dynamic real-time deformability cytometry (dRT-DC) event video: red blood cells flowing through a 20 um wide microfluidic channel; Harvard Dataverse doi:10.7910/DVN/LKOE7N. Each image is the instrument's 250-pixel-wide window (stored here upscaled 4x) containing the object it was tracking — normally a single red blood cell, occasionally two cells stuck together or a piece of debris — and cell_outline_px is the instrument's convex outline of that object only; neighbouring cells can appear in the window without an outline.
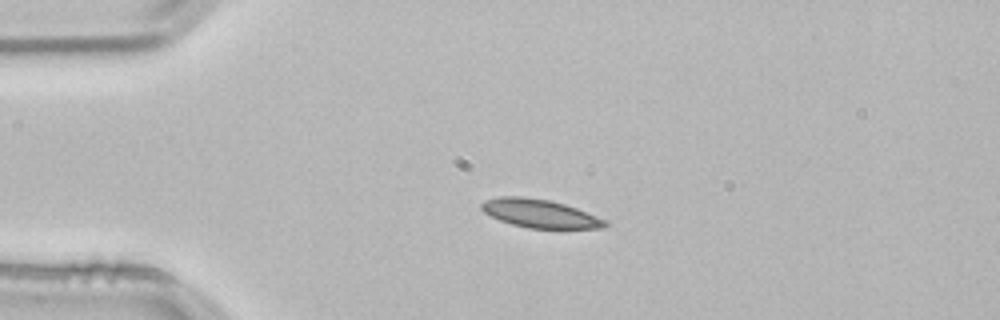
{"species": "common noctule bat (a hibernating species)", "species_latin": "Nyctalus noctula", "temperature_condition": "room temperature", "stored_images_in_passage": 42, "camera_frame_rate_fps": 3000, "um_per_image_px": 0.085, "animal": {"sex": "male", "body_mass_g": 21.5, "forearm_length_mm": 52.0}, "frame": {"image": 1, "passage_image": 1, "time_ms": 0.0, "image_size_px": [1000, 320], "cell_outline_px": [[608, 224], [604, 228], [528, 228], [512, 224], [500, 220], [484, 212], [480, 208], [480, 204], [484, 200], [500, 196], [520, 196], [548, 200], [564, 204], [576, 208], [608, 220]], "centroid_in_image_um": [45.88, 18.14], "position_along_channel_um": 39.1, "area_um2": 20.35}}
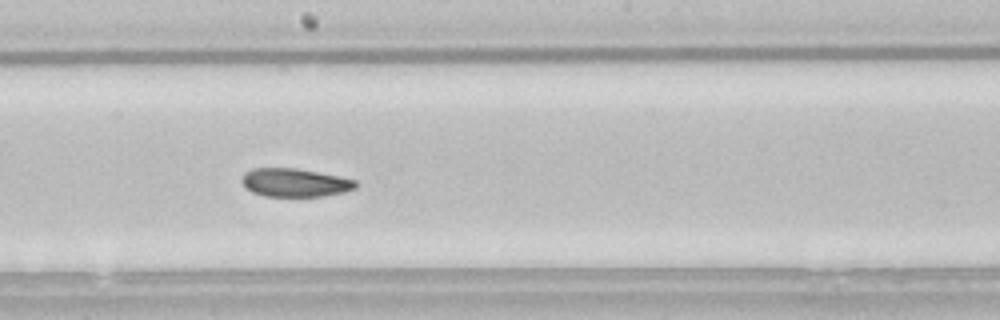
{"frame": {"image": 2, "passage_image": 18, "time_ms": 5.667, "image_size_px": [1000, 320], "cell_outline_px": [[356, 188], [344, 192], [324, 196], [264, 196], [252, 192], [240, 180], [244, 172], [252, 168], [296, 168], [340, 176], [356, 180]], "centroid_in_image_um": [25.06, 15.51], "position_along_channel_um": 223.1, "area_um2": 18.84}}
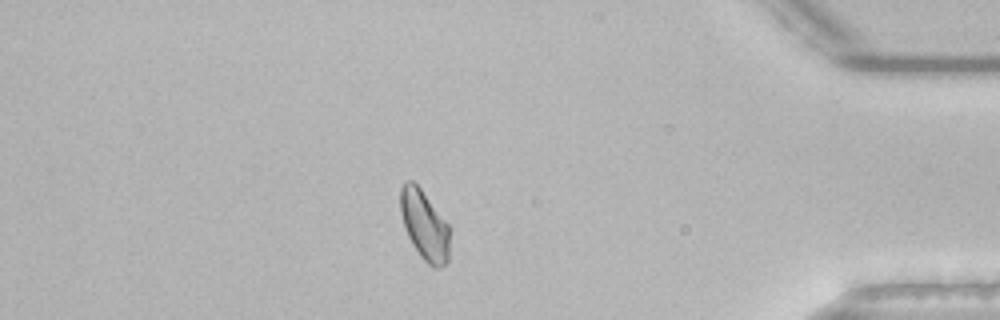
{"frame": {"image": 3, "passage_image": 35, "time_ms": 11.333, "image_size_px": [1000, 320], "cell_outline_px": [[448, 260], [440, 268], [432, 268], [420, 256], [412, 244], [408, 236], [404, 224], [400, 208], [400, 188], [408, 180], [412, 180], [420, 188], [448, 224]], "centroid_in_image_um": [36.06, 19.16], "position_along_channel_um": 399.1, "area_um2": 19.59}, "authors_computed_cell_mechanics": {"area_um2": 19.9699, "velocity_mm_per_s": 3.787, "shape_relaxation_time_tau1_ms": 4.2135, "shape_relaxation_time_tau2_ms": 2.6981, "deformation_change_tau1": 0.1273, "deformation_change_tau2": 0.0756}}